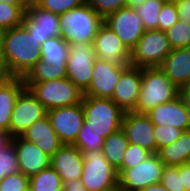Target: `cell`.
<instances>
[{
	"mask_svg": "<svg viewBox=\"0 0 190 191\" xmlns=\"http://www.w3.org/2000/svg\"><path fill=\"white\" fill-rule=\"evenodd\" d=\"M41 45L23 26L4 30L1 46V74L24 77L41 59Z\"/></svg>",
	"mask_w": 190,
	"mask_h": 191,
	"instance_id": "1",
	"label": "cell"
},
{
	"mask_svg": "<svg viewBox=\"0 0 190 191\" xmlns=\"http://www.w3.org/2000/svg\"><path fill=\"white\" fill-rule=\"evenodd\" d=\"M179 97V88L159 67L141 68V88L135 112L147 114L157 105Z\"/></svg>",
	"mask_w": 190,
	"mask_h": 191,
	"instance_id": "2",
	"label": "cell"
},
{
	"mask_svg": "<svg viewBox=\"0 0 190 191\" xmlns=\"http://www.w3.org/2000/svg\"><path fill=\"white\" fill-rule=\"evenodd\" d=\"M84 130H93L103 138L119 131L124 111L110 98L83 96Z\"/></svg>",
	"mask_w": 190,
	"mask_h": 191,
	"instance_id": "3",
	"label": "cell"
},
{
	"mask_svg": "<svg viewBox=\"0 0 190 191\" xmlns=\"http://www.w3.org/2000/svg\"><path fill=\"white\" fill-rule=\"evenodd\" d=\"M104 19L87 3L59 15L61 37L68 43H93Z\"/></svg>",
	"mask_w": 190,
	"mask_h": 191,
	"instance_id": "4",
	"label": "cell"
},
{
	"mask_svg": "<svg viewBox=\"0 0 190 191\" xmlns=\"http://www.w3.org/2000/svg\"><path fill=\"white\" fill-rule=\"evenodd\" d=\"M25 86L47 110L79 104L83 98V92L67 77Z\"/></svg>",
	"mask_w": 190,
	"mask_h": 191,
	"instance_id": "5",
	"label": "cell"
},
{
	"mask_svg": "<svg viewBox=\"0 0 190 191\" xmlns=\"http://www.w3.org/2000/svg\"><path fill=\"white\" fill-rule=\"evenodd\" d=\"M84 165L82 185L88 191H105L118 185L117 170L105 158L102 150H80Z\"/></svg>",
	"mask_w": 190,
	"mask_h": 191,
	"instance_id": "6",
	"label": "cell"
},
{
	"mask_svg": "<svg viewBox=\"0 0 190 191\" xmlns=\"http://www.w3.org/2000/svg\"><path fill=\"white\" fill-rule=\"evenodd\" d=\"M171 50L165 32L147 30L131 51L130 65L139 68L160 67Z\"/></svg>",
	"mask_w": 190,
	"mask_h": 191,
	"instance_id": "7",
	"label": "cell"
},
{
	"mask_svg": "<svg viewBox=\"0 0 190 191\" xmlns=\"http://www.w3.org/2000/svg\"><path fill=\"white\" fill-rule=\"evenodd\" d=\"M163 161L157 153L149 155L143 162L132 168H119L118 186L122 191H142L161 180Z\"/></svg>",
	"mask_w": 190,
	"mask_h": 191,
	"instance_id": "8",
	"label": "cell"
},
{
	"mask_svg": "<svg viewBox=\"0 0 190 191\" xmlns=\"http://www.w3.org/2000/svg\"><path fill=\"white\" fill-rule=\"evenodd\" d=\"M96 58L92 43L69 44L67 78L83 93L90 85Z\"/></svg>",
	"mask_w": 190,
	"mask_h": 191,
	"instance_id": "9",
	"label": "cell"
},
{
	"mask_svg": "<svg viewBox=\"0 0 190 191\" xmlns=\"http://www.w3.org/2000/svg\"><path fill=\"white\" fill-rule=\"evenodd\" d=\"M47 111L31 91L25 88L19 94L12 111L9 137L22 136L34 122L47 116Z\"/></svg>",
	"mask_w": 190,
	"mask_h": 191,
	"instance_id": "10",
	"label": "cell"
},
{
	"mask_svg": "<svg viewBox=\"0 0 190 191\" xmlns=\"http://www.w3.org/2000/svg\"><path fill=\"white\" fill-rule=\"evenodd\" d=\"M104 23L119 37L124 46L131 52L146 31L142 18L131 7H123L109 14Z\"/></svg>",
	"mask_w": 190,
	"mask_h": 191,
	"instance_id": "11",
	"label": "cell"
},
{
	"mask_svg": "<svg viewBox=\"0 0 190 191\" xmlns=\"http://www.w3.org/2000/svg\"><path fill=\"white\" fill-rule=\"evenodd\" d=\"M128 66V64H121L96 58L94 61L90 85L83 93V96L111 99L121 73Z\"/></svg>",
	"mask_w": 190,
	"mask_h": 191,
	"instance_id": "12",
	"label": "cell"
},
{
	"mask_svg": "<svg viewBox=\"0 0 190 191\" xmlns=\"http://www.w3.org/2000/svg\"><path fill=\"white\" fill-rule=\"evenodd\" d=\"M47 116L60 141L73 144L85 120L82 102L48 110Z\"/></svg>",
	"mask_w": 190,
	"mask_h": 191,
	"instance_id": "13",
	"label": "cell"
},
{
	"mask_svg": "<svg viewBox=\"0 0 190 191\" xmlns=\"http://www.w3.org/2000/svg\"><path fill=\"white\" fill-rule=\"evenodd\" d=\"M22 25L40 45L48 38L62 35L59 28V15L42 9L34 3L27 7Z\"/></svg>",
	"mask_w": 190,
	"mask_h": 191,
	"instance_id": "14",
	"label": "cell"
},
{
	"mask_svg": "<svg viewBox=\"0 0 190 191\" xmlns=\"http://www.w3.org/2000/svg\"><path fill=\"white\" fill-rule=\"evenodd\" d=\"M121 130L127 137L128 143L139 145L151 154L156 153L154 124L147 114L135 111L125 112Z\"/></svg>",
	"mask_w": 190,
	"mask_h": 191,
	"instance_id": "15",
	"label": "cell"
},
{
	"mask_svg": "<svg viewBox=\"0 0 190 191\" xmlns=\"http://www.w3.org/2000/svg\"><path fill=\"white\" fill-rule=\"evenodd\" d=\"M92 45L97 58L130 65L131 52L105 23L99 27Z\"/></svg>",
	"mask_w": 190,
	"mask_h": 191,
	"instance_id": "16",
	"label": "cell"
},
{
	"mask_svg": "<svg viewBox=\"0 0 190 191\" xmlns=\"http://www.w3.org/2000/svg\"><path fill=\"white\" fill-rule=\"evenodd\" d=\"M141 88V68L129 65L119 78L111 98L124 112L134 111Z\"/></svg>",
	"mask_w": 190,
	"mask_h": 191,
	"instance_id": "17",
	"label": "cell"
},
{
	"mask_svg": "<svg viewBox=\"0 0 190 191\" xmlns=\"http://www.w3.org/2000/svg\"><path fill=\"white\" fill-rule=\"evenodd\" d=\"M17 153L19 171L31 177L45 168L50 167L51 157L38 146L25 140L21 136L10 138Z\"/></svg>",
	"mask_w": 190,
	"mask_h": 191,
	"instance_id": "18",
	"label": "cell"
},
{
	"mask_svg": "<svg viewBox=\"0 0 190 191\" xmlns=\"http://www.w3.org/2000/svg\"><path fill=\"white\" fill-rule=\"evenodd\" d=\"M83 165L82 153L73 144H63L50 161V166L59 174L62 183L71 179H81Z\"/></svg>",
	"mask_w": 190,
	"mask_h": 191,
	"instance_id": "19",
	"label": "cell"
},
{
	"mask_svg": "<svg viewBox=\"0 0 190 191\" xmlns=\"http://www.w3.org/2000/svg\"><path fill=\"white\" fill-rule=\"evenodd\" d=\"M154 125H167L183 131L190 130V112L180 97L157 105L147 113Z\"/></svg>",
	"mask_w": 190,
	"mask_h": 191,
	"instance_id": "20",
	"label": "cell"
},
{
	"mask_svg": "<svg viewBox=\"0 0 190 191\" xmlns=\"http://www.w3.org/2000/svg\"><path fill=\"white\" fill-rule=\"evenodd\" d=\"M26 88L23 77L0 78V130L9 135L12 111L19 94Z\"/></svg>",
	"mask_w": 190,
	"mask_h": 191,
	"instance_id": "21",
	"label": "cell"
},
{
	"mask_svg": "<svg viewBox=\"0 0 190 191\" xmlns=\"http://www.w3.org/2000/svg\"><path fill=\"white\" fill-rule=\"evenodd\" d=\"M159 68L178 88L190 84V47L172 49Z\"/></svg>",
	"mask_w": 190,
	"mask_h": 191,
	"instance_id": "22",
	"label": "cell"
},
{
	"mask_svg": "<svg viewBox=\"0 0 190 191\" xmlns=\"http://www.w3.org/2000/svg\"><path fill=\"white\" fill-rule=\"evenodd\" d=\"M21 137L38 146L50 157L63 145L48 116L34 122Z\"/></svg>",
	"mask_w": 190,
	"mask_h": 191,
	"instance_id": "23",
	"label": "cell"
},
{
	"mask_svg": "<svg viewBox=\"0 0 190 191\" xmlns=\"http://www.w3.org/2000/svg\"><path fill=\"white\" fill-rule=\"evenodd\" d=\"M165 165L179 166L190 162V130L183 131L173 143L157 151Z\"/></svg>",
	"mask_w": 190,
	"mask_h": 191,
	"instance_id": "24",
	"label": "cell"
},
{
	"mask_svg": "<svg viewBox=\"0 0 190 191\" xmlns=\"http://www.w3.org/2000/svg\"><path fill=\"white\" fill-rule=\"evenodd\" d=\"M41 59L49 65L67 66L69 44L61 37L48 38L41 45Z\"/></svg>",
	"mask_w": 190,
	"mask_h": 191,
	"instance_id": "25",
	"label": "cell"
},
{
	"mask_svg": "<svg viewBox=\"0 0 190 191\" xmlns=\"http://www.w3.org/2000/svg\"><path fill=\"white\" fill-rule=\"evenodd\" d=\"M128 146V140L124 132L119 131L105 138L102 151L108 162L118 170L123 163L124 153Z\"/></svg>",
	"mask_w": 190,
	"mask_h": 191,
	"instance_id": "26",
	"label": "cell"
},
{
	"mask_svg": "<svg viewBox=\"0 0 190 191\" xmlns=\"http://www.w3.org/2000/svg\"><path fill=\"white\" fill-rule=\"evenodd\" d=\"M67 77V66L49 65L40 59L23 77L25 83L43 82Z\"/></svg>",
	"mask_w": 190,
	"mask_h": 191,
	"instance_id": "27",
	"label": "cell"
},
{
	"mask_svg": "<svg viewBox=\"0 0 190 191\" xmlns=\"http://www.w3.org/2000/svg\"><path fill=\"white\" fill-rule=\"evenodd\" d=\"M30 191H63L59 174L51 166L29 177Z\"/></svg>",
	"mask_w": 190,
	"mask_h": 191,
	"instance_id": "28",
	"label": "cell"
},
{
	"mask_svg": "<svg viewBox=\"0 0 190 191\" xmlns=\"http://www.w3.org/2000/svg\"><path fill=\"white\" fill-rule=\"evenodd\" d=\"M165 0H146L140 7L133 9L142 18L145 30H158L159 12L161 11Z\"/></svg>",
	"mask_w": 190,
	"mask_h": 191,
	"instance_id": "29",
	"label": "cell"
},
{
	"mask_svg": "<svg viewBox=\"0 0 190 191\" xmlns=\"http://www.w3.org/2000/svg\"><path fill=\"white\" fill-rule=\"evenodd\" d=\"M165 33L171 49L190 47V23L179 20Z\"/></svg>",
	"mask_w": 190,
	"mask_h": 191,
	"instance_id": "30",
	"label": "cell"
},
{
	"mask_svg": "<svg viewBox=\"0 0 190 191\" xmlns=\"http://www.w3.org/2000/svg\"><path fill=\"white\" fill-rule=\"evenodd\" d=\"M24 16L25 12L20 7L0 2V30L22 25Z\"/></svg>",
	"mask_w": 190,
	"mask_h": 191,
	"instance_id": "31",
	"label": "cell"
},
{
	"mask_svg": "<svg viewBox=\"0 0 190 191\" xmlns=\"http://www.w3.org/2000/svg\"><path fill=\"white\" fill-rule=\"evenodd\" d=\"M19 172L17 153L13 143L8 142L0 150V181L11 174Z\"/></svg>",
	"mask_w": 190,
	"mask_h": 191,
	"instance_id": "32",
	"label": "cell"
},
{
	"mask_svg": "<svg viewBox=\"0 0 190 191\" xmlns=\"http://www.w3.org/2000/svg\"><path fill=\"white\" fill-rule=\"evenodd\" d=\"M105 138L93 130H84V125L80 129L78 136L73 143L79 150H102Z\"/></svg>",
	"mask_w": 190,
	"mask_h": 191,
	"instance_id": "33",
	"label": "cell"
},
{
	"mask_svg": "<svg viewBox=\"0 0 190 191\" xmlns=\"http://www.w3.org/2000/svg\"><path fill=\"white\" fill-rule=\"evenodd\" d=\"M36 6L61 15L86 3V0H36Z\"/></svg>",
	"mask_w": 190,
	"mask_h": 191,
	"instance_id": "34",
	"label": "cell"
},
{
	"mask_svg": "<svg viewBox=\"0 0 190 191\" xmlns=\"http://www.w3.org/2000/svg\"><path fill=\"white\" fill-rule=\"evenodd\" d=\"M183 130L167 125H154V137L156 140V153L157 151L175 142L181 135Z\"/></svg>",
	"mask_w": 190,
	"mask_h": 191,
	"instance_id": "35",
	"label": "cell"
},
{
	"mask_svg": "<svg viewBox=\"0 0 190 191\" xmlns=\"http://www.w3.org/2000/svg\"><path fill=\"white\" fill-rule=\"evenodd\" d=\"M158 30L166 32L179 21L175 1H166L159 12Z\"/></svg>",
	"mask_w": 190,
	"mask_h": 191,
	"instance_id": "36",
	"label": "cell"
},
{
	"mask_svg": "<svg viewBox=\"0 0 190 191\" xmlns=\"http://www.w3.org/2000/svg\"><path fill=\"white\" fill-rule=\"evenodd\" d=\"M151 153L139 145L128 143L120 168H132L143 162Z\"/></svg>",
	"mask_w": 190,
	"mask_h": 191,
	"instance_id": "37",
	"label": "cell"
},
{
	"mask_svg": "<svg viewBox=\"0 0 190 191\" xmlns=\"http://www.w3.org/2000/svg\"><path fill=\"white\" fill-rule=\"evenodd\" d=\"M0 191H29V177L20 171L0 181Z\"/></svg>",
	"mask_w": 190,
	"mask_h": 191,
	"instance_id": "38",
	"label": "cell"
},
{
	"mask_svg": "<svg viewBox=\"0 0 190 191\" xmlns=\"http://www.w3.org/2000/svg\"><path fill=\"white\" fill-rule=\"evenodd\" d=\"M86 3L103 19L120 8L126 7L125 0H86Z\"/></svg>",
	"mask_w": 190,
	"mask_h": 191,
	"instance_id": "39",
	"label": "cell"
},
{
	"mask_svg": "<svg viewBox=\"0 0 190 191\" xmlns=\"http://www.w3.org/2000/svg\"><path fill=\"white\" fill-rule=\"evenodd\" d=\"M160 183L168 191H181V175H178V166L164 165Z\"/></svg>",
	"mask_w": 190,
	"mask_h": 191,
	"instance_id": "40",
	"label": "cell"
},
{
	"mask_svg": "<svg viewBox=\"0 0 190 191\" xmlns=\"http://www.w3.org/2000/svg\"><path fill=\"white\" fill-rule=\"evenodd\" d=\"M181 175V191H190V162L178 166Z\"/></svg>",
	"mask_w": 190,
	"mask_h": 191,
	"instance_id": "41",
	"label": "cell"
},
{
	"mask_svg": "<svg viewBox=\"0 0 190 191\" xmlns=\"http://www.w3.org/2000/svg\"><path fill=\"white\" fill-rule=\"evenodd\" d=\"M177 6L179 20L190 23V1L189 0H175Z\"/></svg>",
	"mask_w": 190,
	"mask_h": 191,
	"instance_id": "42",
	"label": "cell"
},
{
	"mask_svg": "<svg viewBox=\"0 0 190 191\" xmlns=\"http://www.w3.org/2000/svg\"><path fill=\"white\" fill-rule=\"evenodd\" d=\"M63 191H88L81 182V179L78 180H68L63 183Z\"/></svg>",
	"mask_w": 190,
	"mask_h": 191,
	"instance_id": "43",
	"label": "cell"
},
{
	"mask_svg": "<svg viewBox=\"0 0 190 191\" xmlns=\"http://www.w3.org/2000/svg\"><path fill=\"white\" fill-rule=\"evenodd\" d=\"M179 97L190 112V84L179 88Z\"/></svg>",
	"mask_w": 190,
	"mask_h": 191,
	"instance_id": "44",
	"label": "cell"
},
{
	"mask_svg": "<svg viewBox=\"0 0 190 191\" xmlns=\"http://www.w3.org/2000/svg\"><path fill=\"white\" fill-rule=\"evenodd\" d=\"M0 2L20 7L24 12L27 7L31 4L29 0H0Z\"/></svg>",
	"mask_w": 190,
	"mask_h": 191,
	"instance_id": "45",
	"label": "cell"
},
{
	"mask_svg": "<svg viewBox=\"0 0 190 191\" xmlns=\"http://www.w3.org/2000/svg\"><path fill=\"white\" fill-rule=\"evenodd\" d=\"M142 191H168L164 185H162L160 182L151 184L148 187L144 188Z\"/></svg>",
	"mask_w": 190,
	"mask_h": 191,
	"instance_id": "46",
	"label": "cell"
},
{
	"mask_svg": "<svg viewBox=\"0 0 190 191\" xmlns=\"http://www.w3.org/2000/svg\"><path fill=\"white\" fill-rule=\"evenodd\" d=\"M10 142V137L7 132L0 130V150Z\"/></svg>",
	"mask_w": 190,
	"mask_h": 191,
	"instance_id": "47",
	"label": "cell"
},
{
	"mask_svg": "<svg viewBox=\"0 0 190 191\" xmlns=\"http://www.w3.org/2000/svg\"><path fill=\"white\" fill-rule=\"evenodd\" d=\"M125 1L127 7L134 8L142 6L146 0H125Z\"/></svg>",
	"mask_w": 190,
	"mask_h": 191,
	"instance_id": "48",
	"label": "cell"
},
{
	"mask_svg": "<svg viewBox=\"0 0 190 191\" xmlns=\"http://www.w3.org/2000/svg\"><path fill=\"white\" fill-rule=\"evenodd\" d=\"M2 33H3V31L0 30V74H1V46H2Z\"/></svg>",
	"mask_w": 190,
	"mask_h": 191,
	"instance_id": "49",
	"label": "cell"
},
{
	"mask_svg": "<svg viewBox=\"0 0 190 191\" xmlns=\"http://www.w3.org/2000/svg\"><path fill=\"white\" fill-rule=\"evenodd\" d=\"M105 191H122L120 188H119V186L117 185V186H115V187H112V188H110V189H108V190H105Z\"/></svg>",
	"mask_w": 190,
	"mask_h": 191,
	"instance_id": "50",
	"label": "cell"
}]
</instances>
